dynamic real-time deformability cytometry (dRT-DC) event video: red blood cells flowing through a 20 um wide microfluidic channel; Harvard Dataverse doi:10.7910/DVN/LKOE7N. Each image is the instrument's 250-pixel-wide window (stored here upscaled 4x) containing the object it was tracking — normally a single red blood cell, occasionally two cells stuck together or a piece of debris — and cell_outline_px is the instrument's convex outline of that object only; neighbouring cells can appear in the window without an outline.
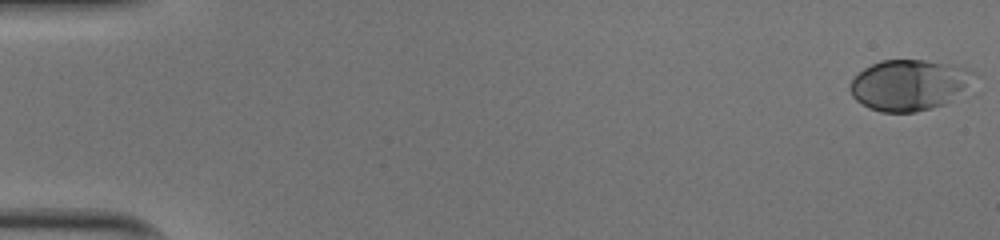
{"species": "human", "species_latin": "Homo sapiens", "temperature_condition": "cold", "stored_images_in_passage": 52, "camera_frame_rate_fps": 3000, "um_per_image_px": 0.085, "donor": {"sex": "male"}, "frame": {"image": 1, "passage_image": 1, "time_ms": 0.0, "image_size_px": [1000, 240], "cell_outline_px": [[976, 72], [944, 104], [932, 108], [912, 112], [880, 112], [868, 108], [856, 100], [852, 96], [848, 88], [852, 80], [864, 68], [880, 60], [924, 60], [956, 64], [968, 68]], "centroid_in_image_um": [77.17, 7.2], "position_along_channel_um": 7.8, "area_um2": 35.95}}
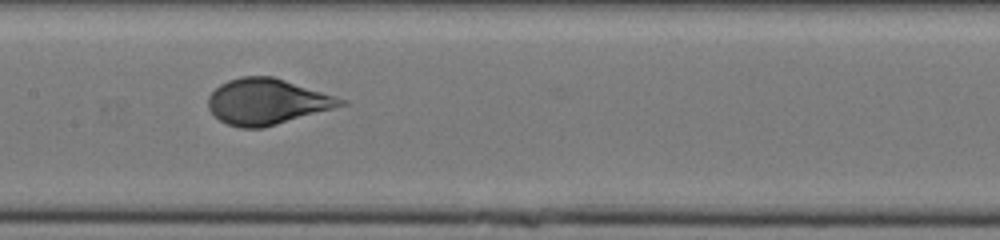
{"frame": {"image": 2, "passage_image": 27, "time_ms": 8.667, "image_size_px": [1000, 240], "cell_outline_px": [[348, 104], [276, 124], [260, 128], [240, 128], [228, 124], [220, 120], [208, 108], [208, 96], [220, 84], [228, 80], [240, 76], [272, 76], [348, 100]], "centroid_in_image_um": [22.68, 8.63], "position_along_channel_um": 184.7, "area_um2": 35.03}}
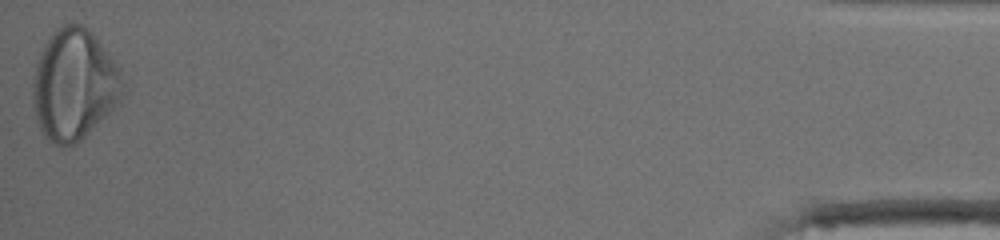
{"frame": {"image": 3, "passage_image": 52, "time_ms": 17.0, "image_size_px": [1000, 240], "cell_outline_px": [[120, 104], [80, 140], [72, 144], [56, 144], [44, 136], [40, 128], [36, 116], [32, 100], [32, 84], [36, 64], [40, 52], [44, 44], [52, 32], [56, 28], [64, 24], [80, 24], [88, 28], [92, 32], [120, 68]], "centroid_in_image_um": [6.28, 7.17], "position_along_channel_um": 428.9, "area_um2": 57.68}, "authors_computed_cell_mechanics": {"area_um2": 35.7204, "velocity_mm_per_s": 3.9879, "shape_relaxation_time_tau1_ms": 4.4096, "shape_relaxation_time_tau2_ms": null, "deformation_change_tau1": 0.1885, "deformation_change_tau2": null}}